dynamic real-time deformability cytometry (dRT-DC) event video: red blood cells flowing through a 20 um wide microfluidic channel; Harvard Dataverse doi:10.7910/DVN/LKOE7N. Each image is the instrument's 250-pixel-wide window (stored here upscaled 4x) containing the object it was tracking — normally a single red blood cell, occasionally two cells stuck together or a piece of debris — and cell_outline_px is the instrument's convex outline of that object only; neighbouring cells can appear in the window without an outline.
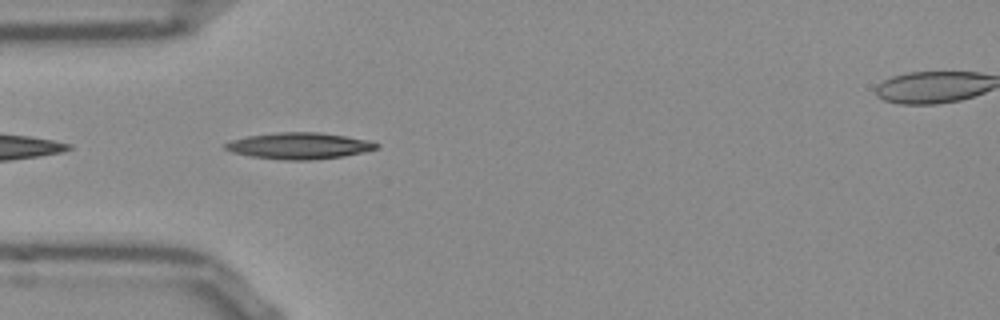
{"species": "Egyptian fruit bat (a non-hibernating species)", "species_latin": "Rousettus aegyptiacus", "temperature_condition": "room temperature", "stored_images_in_passage": 39, "camera_frame_rate_fps": 3000, "um_per_image_px": 0.085, "frame": {"image": 1, "passage_image": 2, "time_ms": 0.333, "image_size_px": [1000, 320], "cell_outline_px": [[380, 148], [344, 156], [308, 160], [284, 160], [252, 156], [232, 152], [224, 148], [224, 144], [232, 140], [248, 136], [276, 132], [320, 132], [372, 140], [380, 144]], "centroid_in_image_um": [25.49, 12.38], "position_along_channel_um": 59.5, "area_um2": 23.29}}
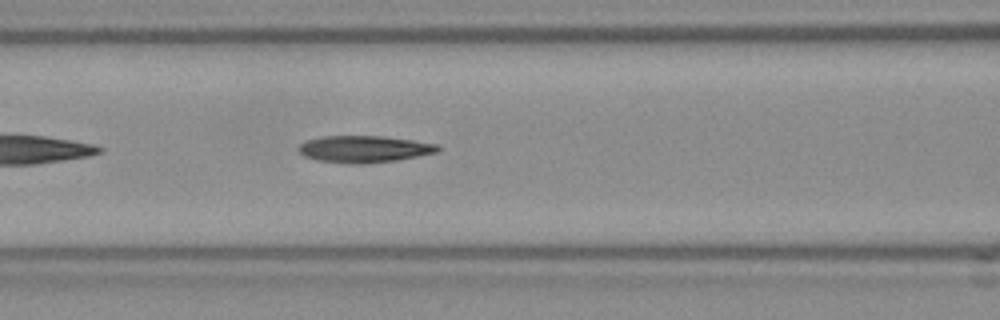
{"frame": {"image": 2, "passage_image": 8, "time_ms": 2.333, "image_size_px": [1000, 320], "cell_outline_px": [[440, 148], [436, 152], [396, 160], [368, 164], [348, 164], [316, 160], [304, 156], [296, 148], [304, 140], [320, 136], [384, 136], [412, 140], [436, 144]], "centroid_in_image_um": [30.87, 12.67], "position_along_channel_um": 135.7, "area_um2": 21.91}}
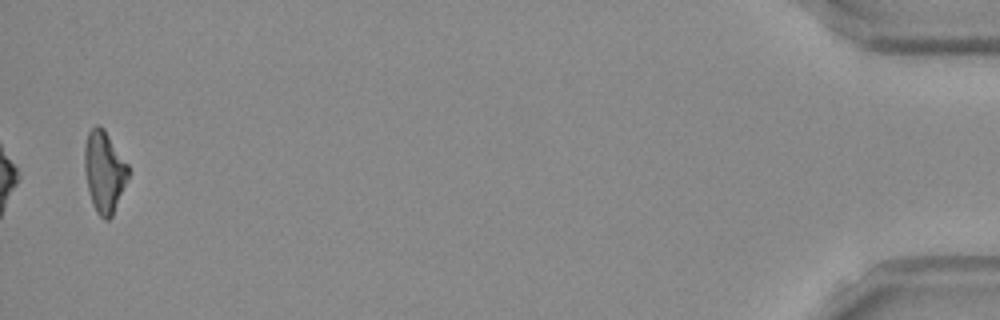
{"frame": {"image": 3, "passage_image": 38, "time_ms": 12.333, "image_size_px": [1000, 320], "cell_outline_px": [[128, 176], [112, 216], [108, 220], [104, 220], [96, 212], [92, 204], [88, 192], [84, 168], [84, 144], [88, 132], [96, 124], [100, 124], [104, 128], [128, 164]], "centroid_in_image_um": [8.83, 14.56], "position_along_channel_um": 426.4, "area_um2": 20.81}, "authors_computed_cell_mechanics": {"area_um2": 21.1548, "velocity_mm_per_s": 3.8513, "shape_relaxation_time_tau1_ms": 10.6903, "shape_relaxation_time_tau2_ms": 8.6298, "deformation_change_tau1": 0.2701, "deformation_change_tau2": 0.2277}}